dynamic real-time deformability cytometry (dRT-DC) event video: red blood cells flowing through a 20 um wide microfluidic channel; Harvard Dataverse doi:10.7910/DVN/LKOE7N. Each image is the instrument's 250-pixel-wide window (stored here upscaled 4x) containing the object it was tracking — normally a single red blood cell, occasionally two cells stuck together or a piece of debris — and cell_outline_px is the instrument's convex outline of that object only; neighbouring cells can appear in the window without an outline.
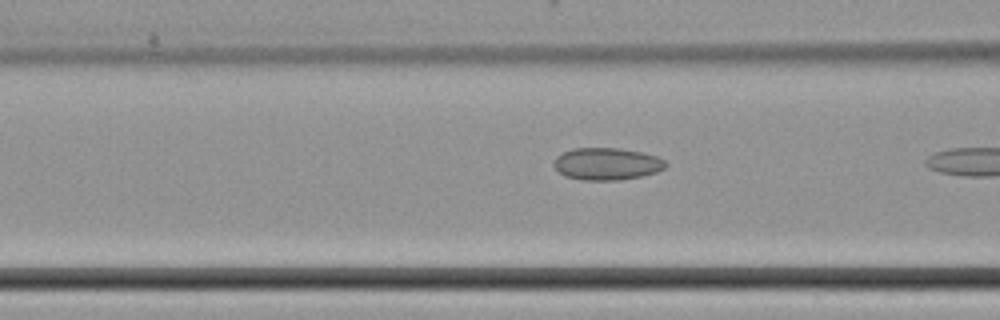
{"species": "common noctule bat (a hibernating species)", "species_latin": "Nyctalus noctula", "temperature_condition": "cold", "stored_images_in_passage": 11, "camera_frame_rate_fps": 3000, "um_per_image_px": 0.085, "animal": {"sex": "female", "body_mass_g": 22.7, "forearm_length_mm": 54.2}, "frame": {"image": 1, "passage_image": 10, "time_ms": 3.0, "image_size_px": [1000, 320], "cell_outline_px": [[668, 164], [664, 168], [656, 172], [640, 176], [620, 180], [580, 180], [564, 176], [552, 164], [556, 156], [572, 148], [620, 148], [644, 152], [656, 156], [664, 160]], "centroid_in_image_um": [51.57, 13.92], "position_along_channel_um": 115.0, "area_um2": 21.1}}